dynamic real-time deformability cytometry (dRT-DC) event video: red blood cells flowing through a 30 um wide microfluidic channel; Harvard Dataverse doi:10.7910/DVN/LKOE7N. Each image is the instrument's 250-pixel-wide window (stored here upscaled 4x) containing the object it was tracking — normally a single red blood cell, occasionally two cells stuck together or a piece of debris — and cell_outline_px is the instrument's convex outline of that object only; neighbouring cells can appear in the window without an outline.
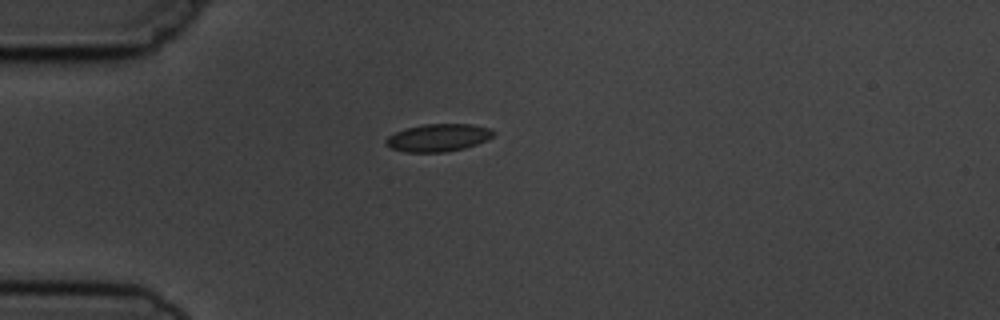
{"species": "common noctule bat (a hibernating species)", "species_latin": "Nyctalus noctula", "temperature_condition": "cold", "stored_images_in_passage": 2, "camera_frame_rate_fps": 3000, "um_per_image_px": 0.085, "animal": {"sex": "male", "body_mass_g": 19.5, "forearm_length_mm": 54.6}, "frame": {"image": 1, "passage_image": 1, "time_ms": 0.0, "image_size_px": [1000, 320], "cell_outline_px": [[496, 132], [488, 140], [464, 148], [444, 152], [404, 152], [392, 148], [384, 144], [384, 140], [388, 136], [396, 132], [408, 128], [424, 124], [472, 124], [488, 128]], "centroid_in_image_um": [37.24, 11.7], "position_along_channel_um": 47.8, "area_um2": 17.22}}